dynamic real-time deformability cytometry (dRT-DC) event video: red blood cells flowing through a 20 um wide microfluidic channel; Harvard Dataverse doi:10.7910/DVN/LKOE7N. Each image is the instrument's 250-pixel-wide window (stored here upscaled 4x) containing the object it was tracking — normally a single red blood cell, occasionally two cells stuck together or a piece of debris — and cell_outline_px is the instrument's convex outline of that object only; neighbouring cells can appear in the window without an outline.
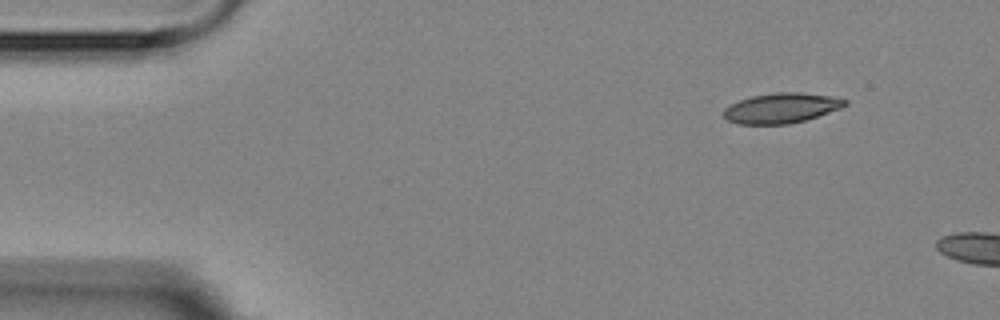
{"species": "Egyptian fruit bat (a non-hibernating species)", "species_latin": "Rousettus aegyptiacus", "temperature_condition": "room temperature", "stored_images_in_passage": 4, "camera_frame_rate_fps": 3000, "um_per_image_px": 0.085, "animal": {"sex": "female"}, "frame": {"image": 1, "passage_image": 1, "time_ms": 0.0, "image_size_px": [1000, 320], "cell_outline_px": [[848, 104], [840, 108], [804, 120], [788, 124], [740, 124], [728, 120], [724, 116], [724, 108], [740, 100], [752, 96], [776, 92], [800, 92], [832, 96], [848, 100]], "centroid_in_image_um": [66.43, 9.17], "position_along_channel_um": 18.6, "area_um2": 21.04}}